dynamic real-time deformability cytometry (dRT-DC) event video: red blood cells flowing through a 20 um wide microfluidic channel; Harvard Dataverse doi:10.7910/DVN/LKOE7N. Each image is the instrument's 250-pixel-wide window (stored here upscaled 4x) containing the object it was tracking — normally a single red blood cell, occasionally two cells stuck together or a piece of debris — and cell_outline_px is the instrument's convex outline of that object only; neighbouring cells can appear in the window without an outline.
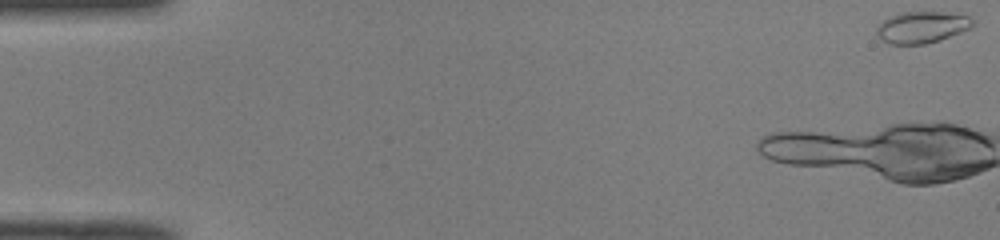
{"species": "common noctule bat (a hibernating species)", "species_latin": "Nyctalus noctula", "temperature_condition": "room temperature", "stored_images_in_passage": 10, "camera_frame_rate_fps": 3000, "um_per_image_px": 0.085, "animal": {"sex": "male", "body_mass_g": 19.0, "forearm_length_mm": 50.8}, "frame": {"image": 1, "passage_image": 1, "time_ms": 0.0, "image_size_px": [1000, 240], "cell_outline_px": [[972, 24], [968, 28], [960, 32], [940, 40], [924, 44], [892, 44], [880, 40], [876, 32], [876, 28], [884, 20], [900, 12], [940, 12], [968, 16], [972, 20]], "centroid_in_image_um": [78.3, 2.32], "position_along_channel_um": 6.7, "area_um2": 17.34}}